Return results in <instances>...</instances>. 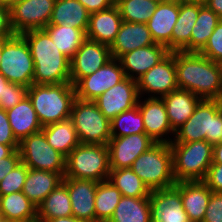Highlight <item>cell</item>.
Instances as JSON below:
<instances>
[{"instance_id": "6da1fadb", "label": "cell", "mask_w": 222, "mask_h": 222, "mask_svg": "<svg viewBox=\"0 0 222 222\" xmlns=\"http://www.w3.org/2000/svg\"><path fill=\"white\" fill-rule=\"evenodd\" d=\"M176 82L201 99L222 100V76L219 63L197 52H175Z\"/></svg>"}, {"instance_id": "7a4b0ae2", "label": "cell", "mask_w": 222, "mask_h": 222, "mask_svg": "<svg viewBox=\"0 0 222 222\" xmlns=\"http://www.w3.org/2000/svg\"><path fill=\"white\" fill-rule=\"evenodd\" d=\"M34 62V84H62L70 81V59L62 53L44 29L22 33Z\"/></svg>"}, {"instance_id": "3957f363", "label": "cell", "mask_w": 222, "mask_h": 222, "mask_svg": "<svg viewBox=\"0 0 222 222\" xmlns=\"http://www.w3.org/2000/svg\"><path fill=\"white\" fill-rule=\"evenodd\" d=\"M27 96L32 102L42 126L70 119L75 87L71 82L62 84H32Z\"/></svg>"}, {"instance_id": "277c9868", "label": "cell", "mask_w": 222, "mask_h": 222, "mask_svg": "<svg viewBox=\"0 0 222 222\" xmlns=\"http://www.w3.org/2000/svg\"><path fill=\"white\" fill-rule=\"evenodd\" d=\"M175 132V140L171 143L200 140L213 145L218 143L222 135V100L202 99L193 114Z\"/></svg>"}, {"instance_id": "5b68a950", "label": "cell", "mask_w": 222, "mask_h": 222, "mask_svg": "<svg viewBox=\"0 0 222 222\" xmlns=\"http://www.w3.org/2000/svg\"><path fill=\"white\" fill-rule=\"evenodd\" d=\"M176 182L204 180L213 162V144L205 141L170 143Z\"/></svg>"}, {"instance_id": "8992f818", "label": "cell", "mask_w": 222, "mask_h": 222, "mask_svg": "<svg viewBox=\"0 0 222 222\" xmlns=\"http://www.w3.org/2000/svg\"><path fill=\"white\" fill-rule=\"evenodd\" d=\"M110 171L107 145L80 143L66 157L64 178L101 182L108 180Z\"/></svg>"}, {"instance_id": "52a82bcc", "label": "cell", "mask_w": 222, "mask_h": 222, "mask_svg": "<svg viewBox=\"0 0 222 222\" xmlns=\"http://www.w3.org/2000/svg\"><path fill=\"white\" fill-rule=\"evenodd\" d=\"M131 169L151 191L176 184L170 144L156 143L136 158Z\"/></svg>"}, {"instance_id": "ba28073f", "label": "cell", "mask_w": 222, "mask_h": 222, "mask_svg": "<svg viewBox=\"0 0 222 222\" xmlns=\"http://www.w3.org/2000/svg\"><path fill=\"white\" fill-rule=\"evenodd\" d=\"M70 120L80 143L108 145L111 138L110 120L99 110L94 101L75 98Z\"/></svg>"}, {"instance_id": "9c48e42d", "label": "cell", "mask_w": 222, "mask_h": 222, "mask_svg": "<svg viewBox=\"0 0 222 222\" xmlns=\"http://www.w3.org/2000/svg\"><path fill=\"white\" fill-rule=\"evenodd\" d=\"M0 73L11 83L25 87H30L34 83V62L22 34L4 38Z\"/></svg>"}, {"instance_id": "30bf717a", "label": "cell", "mask_w": 222, "mask_h": 222, "mask_svg": "<svg viewBox=\"0 0 222 222\" xmlns=\"http://www.w3.org/2000/svg\"><path fill=\"white\" fill-rule=\"evenodd\" d=\"M18 151L21 162L28 168L51 171L64 177L66 158L47 142L42 131L23 138Z\"/></svg>"}, {"instance_id": "8fae6325", "label": "cell", "mask_w": 222, "mask_h": 222, "mask_svg": "<svg viewBox=\"0 0 222 222\" xmlns=\"http://www.w3.org/2000/svg\"><path fill=\"white\" fill-rule=\"evenodd\" d=\"M56 0H21L10 8L11 24L16 34L44 29L51 18Z\"/></svg>"}, {"instance_id": "7c38bea8", "label": "cell", "mask_w": 222, "mask_h": 222, "mask_svg": "<svg viewBox=\"0 0 222 222\" xmlns=\"http://www.w3.org/2000/svg\"><path fill=\"white\" fill-rule=\"evenodd\" d=\"M118 59L112 58L103 67L89 76L81 78L75 85L76 98L94 101L109 88L126 78Z\"/></svg>"}, {"instance_id": "4fadbf2b", "label": "cell", "mask_w": 222, "mask_h": 222, "mask_svg": "<svg viewBox=\"0 0 222 222\" xmlns=\"http://www.w3.org/2000/svg\"><path fill=\"white\" fill-rule=\"evenodd\" d=\"M112 59L109 45L86 39L70 59V81L74 86Z\"/></svg>"}, {"instance_id": "5bb4252c", "label": "cell", "mask_w": 222, "mask_h": 222, "mask_svg": "<svg viewBox=\"0 0 222 222\" xmlns=\"http://www.w3.org/2000/svg\"><path fill=\"white\" fill-rule=\"evenodd\" d=\"M151 222H191L180 195V181L172 187L152 190L149 196Z\"/></svg>"}, {"instance_id": "9a60e30c", "label": "cell", "mask_w": 222, "mask_h": 222, "mask_svg": "<svg viewBox=\"0 0 222 222\" xmlns=\"http://www.w3.org/2000/svg\"><path fill=\"white\" fill-rule=\"evenodd\" d=\"M137 81L126 77L94 100L99 110L110 121L122 112L138 105Z\"/></svg>"}, {"instance_id": "2e32d148", "label": "cell", "mask_w": 222, "mask_h": 222, "mask_svg": "<svg viewBox=\"0 0 222 222\" xmlns=\"http://www.w3.org/2000/svg\"><path fill=\"white\" fill-rule=\"evenodd\" d=\"M155 144L146 133L111 137L107 145L110 169L131 168L136 158Z\"/></svg>"}, {"instance_id": "e0dca14e", "label": "cell", "mask_w": 222, "mask_h": 222, "mask_svg": "<svg viewBox=\"0 0 222 222\" xmlns=\"http://www.w3.org/2000/svg\"><path fill=\"white\" fill-rule=\"evenodd\" d=\"M141 92L160 94L162 97L178 89L176 82L175 52H169L161 61L137 80Z\"/></svg>"}, {"instance_id": "ac0fdd59", "label": "cell", "mask_w": 222, "mask_h": 222, "mask_svg": "<svg viewBox=\"0 0 222 222\" xmlns=\"http://www.w3.org/2000/svg\"><path fill=\"white\" fill-rule=\"evenodd\" d=\"M72 207V216L83 222H95V195L97 181L63 178Z\"/></svg>"}, {"instance_id": "d6986e66", "label": "cell", "mask_w": 222, "mask_h": 222, "mask_svg": "<svg viewBox=\"0 0 222 222\" xmlns=\"http://www.w3.org/2000/svg\"><path fill=\"white\" fill-rule=\"evenodd\" d=\"M169 53L166 46L155 43L150 46L135 49L123 54L118 60L122 66L125 76L137 80ZM136 73L138 75L133 76Z\"/></svg>"}, {"instance_id": "ffe728a7", "label": "cell", "mask_w": 222, "mask_h": 222, "mask_svg": "<svg viewBox=\"0 0 222 222\" xmlns=\"http://www.w3.org/2000/svg\"><path fill=\"white\" fill-rule=\"evenodd\" d=\"M158 97V98H157ZM152 96L144 101V104L138 102V107L143 118L145 133L155 143H167L171 141L160 138L168 132L172 131L167 117V111L162 98Z\"/></svg>"}, {"instance_id": "44dd1931", "label": "cell", "mask_w": 222, "mask_h": 222, "mask_svg": "<svg viewBox=\"0 0 222 222\" xmlns=\"http://www.w3.org/2000/svg\"><path fill=\"white\" fill-rule=\"evenodd\" d=\"M123 19L114 4L110 8L91 13L86 31V39L111 45L119 32Z\"/></svg>"}, {"instance_id": "7402d4cb", "label": "cell", "mask_w": 222, "mask_h": 222, "mask_svg": "<svg viewBox=\"0 0 222 222\" xmlns=\"http://www.w3.org/2000/svg\"><path fill=\"white\" fill-rule=\"evenodd\" d=\"M152 44L155 42L145 23L123 21L119 32L109 47L112 58L119 59L123 54Z\"/></svg>"}, {"instance_id": "603a6c76", "label": "cell", "mask_w": 222, "mask_h": 222, "mask_svg": "<svg viewBox=\"0 0 222 222\" xmlns=\"http://www.w3.org/2000/svg\"><path fill=\"white\" fill-rule=\"evenodd\" d=\"M179 16V4L158 2L146 23L155 43L163 44L171 52L172 30Z\"/></svg>"}, {"instance_id": "cb8c5ba5", "label": "cell", "mask_w": 222, "mask_h": 222, "mask_svg": "<svg viewBox=\"0 0 222 222\" xmlns=\"http://www.w3.org/2000/svg\"><path fill=\"white\" fill-rule=\"evenodd\" d=\"M212 194L203 180L180 181L182 205L191 222H202Z\"/></svg>"}, {"instance_id": "d4e9b609", "label": "cell", "mask_w": 222, "mask_h": 222, "mask_svg": "<svg viewBox=\"0 0 222 222\" xmlns=\"http://www.w3.org/2000/svg\"><path fill=\"white\" fill-rule=\"evenodd\" d=\"M161 98L166 107L168 121L174 132L188 120L202 100L200 96L179 88Z\"/></svg>"}, {"instance_id": "484cf974", "label": "cell", "mask_w": 222, "mask_h": 222, "mask_svg": "<svg viewBox=\"0 0 222 222\" xmlns=\"http://www.w3.org/2000/svg\"><path fill=\"white\" fill-rule=\"evenodd\" d=\"M203 5L204 3L193 1L179 4V16L172 30L171 52H190L192 28Z\"/></svg>"}, {"instance_id": "4316f807", "label": "cell", "mask_w": 222, "mask_h": 222, "mask_svg": "<svg viewBox=\"0 0 222 222\" xmlns=\"http://www.w3.org/2000/svg\"><path fill=\"white\" fill-rule=\"evenodd\" d=\"M6 112L13 134L19 142L23 138L42 130L43 126L40 124L28 96Z\"/></svg>"}, {"instance_id": "83f0119b", "label": "cell", "mask_w": 222, "mask_h": 222, "mask_svg": "<svg viewBox=\"0 0 222 222\" xmlns=\"http://www.w3.org/2000/svg\"><path fill=\"white\" fill-rule=\"evenodd\" d=\"M63 178L59 173L29 168L22 192L38 206L63 182Z\"/></svg>"}, {"instance_id": "f1b7e54d", "label": "cell", "mask_w": 222, "mask_h": 222, "mask_svg": "<svg viewBox=\"0 0 222 222\" xmlns=\"http://www.w3.org/2000/svg\"><path fill=\"white\" fill-rule=\"evenodd\" d=\"M89 17L90 13L78 0H56L48 24L69 25L86 33Z\"/></svg>"}, {"instance_id": "f546056e", "label": "cell", "mask_w": 222, "mask_h": 222, "mask_svg": "<svg viewBox=\"0 0 222 222\" xmlns=\"http://www.w3.org/2000/svg\"><path fill=\"white\" fill-rule=\"evenodd\" d=\"M41 131L44 133L47 142L65 158L80 144L70 119L45 125Z\"/></svg>"}, {"instance_id": "4dcf8cb0", "label": "cell", "mask_w": 222, "mask_h": 222, "mask_svg": "<svg viewBox=\"0 0 222 222\" xmlns=\"http://www.w3.org/2000/svg\"><path fill=\"white\" fill-rule=\"evenodd\" d=\"M0 214L7 221L37 222V206L22 191L2 196Z\"/></svg>"}, {"instance_id": "1f68e13d", "label": "cell", "mask_w": 222, "mask_h": 222, "mask_svg": "<svg viewBox=\"0 0 222 222\" xmlns=\"http://www.w3.org/2000/svg\"><path fill=\"white\" fill-rule=\"evenodd\" d=\"M72 215L71 201L64 182L58 185L38 206L37 222Z\"/></svg>"}, {"instance_id": "d6a6232c", "label": "cell", "mask_w": 222, "mask_h": 222, "mask_svg": "<svg viewBox=\"0 0 222 222\" xmlns=\"http://www.w3.org/2000/svg\"><path fill=\"white\" fill-rule=\"evenodd\" d=\"M108 222H151L149 197L121 196Z\"/></svg>"}, {"instance_id": "836d02e7", "label": "cell", "mask_w": 222, "mask_h": 222, "mask_svg": "<svg viewBox=\"0 0 222 222\" xmlns=\"http://www.w3.org/2000/svg\"><path fill=\"white\" fill-rule=\"evenodd\" d=\"M44 30L49 34L50 38L58 49L71 59L82 43L86 40V33L69 25H53L48 24Z\"/></svg>"}, {"instance_id": "e575fe53", "label": "cell", "mask_w": 222, "mask_h": 222, "mask_svg": "<svg viewBox=\"0 0 222 222\" xmlns=\"http://www.w3.org/2000/svg\"><path fill=\"white\" fill-rule=\"evenodd\" d=\"M221 18L205 4L199 9L195 25L192 28L190 52L199 53L206 45Z\"/></svg>"}, {"instance_id": "d590c367", "label": "cell", "mask_w": 222, "mask_h": 222, "mask_svg": "<svg viewBox=\"0 0 222 222\" xmlns=\"http://www.w3.org/2000/svg\"><path fill=\"white\" fill-rule=\"evenodd\" d=\"M108 180L119 189L122 196H150L151 190L131 168L111 169Z\"/></svg>"}, {"instance_id": "8d00e7d4", "label": "cell", "mask_w": 222, "mask_h": 222, "mask_svg": "<svg viewBox=\"0 0 222 222\" xmlns=\"http://www.w3.org/2000/svg\"><path fill=\"white\" fill-rule=\"evenodd\" d=\"M121 192L109 180L98 182L95 195V222H108L121 198Z\"/></svg>"}, {"instance_id": "74e56055", "label": "cell", "mask_w": 222, "mask_h": 222, "mask_svg": "<svg viewBox=\"0 0 222 222\" xmlns=\"http://www.w3.org/2000/svg\"><path fill=\"white\" fill-rule=\"evenodd\" d=\"M158 1L151 0H119L116 6L125 22L147 23L156 10Z\"/></svg>"}, {"instance_id": "f35d334b", "label": "cell", "mask_w": 222, "mask_h": 222, "mask_svg": "<svg viewBox=\"0 0 222 222\" xmlns=\"http://www.w3.org/2000/svg\"><path fill=\"white\" fill-rule=\"evenodd\" d=\"M111 137H124L145 133L143 118L138 105L126 110L110 121ZM119 132L117 134V128Z\"/></svg>"}, {"instance_id": "ab89813d", "label": "cell", "mask_w": 222, "mask_h": 222, "mask_svg": "<svg viewBox=\"0 0 222 222\" xmlns=\"http://www.w3.org/2000/svg\"><path fill=\"white\" fill-rule=\"evenodd\" d=\"M28 167L20 162L11 172H9L3 180L0 181V193L2 196L20 192L23 189Z\"/></svg>"}, {"instance_id": "60d3db41", "label": "cell", "mask_w": 222, "mask_h": 222, "mask_svg": "<svg viewBox=\"0 0 222 222\" xmlns=\"http://www.w3.org/2000/svg\"><path fill=\"white\" fill-rule=\"evenodd\" d=\"M199 53L216 63L222 62V19L216 25L205 47Z\"/></svg>"}, {"instance_id": "b9f144b4", "label": "cell", "mask_w": 222, "mask_h": 222, "mask_svg": "<svg viewBox=\"0 0 222 222\" xmlns=\"http://www.w3.org/2000/svg\"><path fill=\"white\" fill-rule=\"evenodd\" d=\"M28 87L8 82L5 84L4 101H0V108L5 111L13 108L27 96Z\"/></svg>"}, {"instance_id": "7bdbcfd3", "label": "cell", "mask_w": 222, "mask_h": 222, "mask_svg": "<svg viewBox=\"0 0 222 222\" xmlns=\"http://www.w3.org/2000/svg\"><path fill=\"white\" fill-rule=\"evenodd\" d=\"M202 222H222V193L212 192Z\"/></svg>"}, {"instance_id": "ee69618b", "label": "cell", "mask_w": 222, "mask_h": 222, "mask_svg": "<svg viewBox=\"0 0 222 222\" xmlns=\"http://www.w3.org/2000/svg\"><path fill=\"white\" fill-rule=\"evenodd\" d=\"M203 181L212 192L222 193V164L212 163Z\"/></svg>"}, {"instance_id": "f6af8a7d", "label": "cell", "mask_w": 222, "mask_h": 222, "mask_svg": "<svg viewBox=\"0 0 222 222\" xmlns=\"http://www.w3.org/2000/svg\"><path fill=\"white\" fill-rule=\"evenodd\" d=\"M0 144L19 145L10 127L7 112L2 108H0Z\"/></svg>"}, {"instance_id": "bcb514c9", "label": "cell", "mask_w": 222, "mask_h": 222, "mask_svg": "<svg viewBox=\"0 0 222 222\" xmlns=\"http://www.w3.org/2000/svg\"><path fill=\"white\" fill-rule=\"evenodd\" d=\"M15 34L11 24L10 8L0 5V38H10Z\"/></svg>"}, {"instance_id": "7dc6e473", "label": "cell", "mask_w": 222, "mask_h": 222, "mask_svg": "<svg viewBox=\"0 0 222 222\" xmlns=\"http://www.w3.org/2000/svg\"><path fill=\"white\" fill-rule=\"evenodd\" d=\"M21 162L20 153L15 150L10 156L0 161V178H3L11 172Z\"/></svg>"}, {"instance_id": "c3c4849f", "label": "cell", "mask_w": 222, "mask_h": 222, "mask_svg": "<svg viewBox=\"0 0 222 222\" xmlns=\"http://www.w3.org/2000/svg\"><path fill=\"white\" fill-rule=\"evenodd\" d=\"M91 13L105 10L114 5L112 0H78Z\"/></svg>"}, {"instance_id": "681fc988", "label": "cell", "mask_w": 222, "mask_h": 222, "mask_svg": "<svg viewBox=\"0 0 222 222\" xmlns=\"http://www.w3.org/2000/svg\"><path fill=\"white\" fill-rule=\"evenodd\" d=\"M204 4L222 19V0H206Z\"/></svg>"}, {"instance_id": "f907efd6", "label": "cell", "mask_w": 222, "mask_h": 222, "mask_svg": "<svg viewBox=\"0 0 222 222\" xmlns=\"http://www.w3.org/2000/svg\"><path fill=\"white\" fill-rule=\"evenodd\" d=\"M18 148H19V145L0 144V161L10 156Z\"/></svg>"}, {"instance_id": "816d5d0a", "label": "cell", "mask_w": 222, "mask_h": 222, "mask_svg": "<svg viewBox=\"0 0 222 222\" xmlns=\"http://www.w3.org/2000/svg\"><path fill=\"white\" fill-rule=\"evenodd\" d=\"M222 164V143H216L213 145V162Z\"/></svg>"}, {"instance_id": "f5cc1de1", "label": "cell", "mask_w": 222, "mask_h": 222, "mask_svg": "<svg viewBox=\"0 0 222 222\" xmlns=\"http://www.w3.org/2000/svg\"><path fill=\"white\" fill-rule=\"evenodd\" d=\"M45 222H83L80 219L75 218L74 216H68V217H60V218H53L48 219Z\"/></svg>"}, {"instance_id": "db71d44e", "label": "cell", "mask_w": 222, "mask_h": 222, "mask_svg": "<svg viewBox=\"0 0 222 222\" xmlns=\"http://www.w3.org/2000/svg\"><path fill=\"white\" fill-rule=\"evenodd\" d=\"M9 81L0 73V101H4L5 84Z\"/></svg>"}, {"instance_id": "11a10c76", "label": "cell", "mask_w": 222, "mask_h": 222, "mask_svg": "<svg viewBox=\"0 0 222 222\" xmlns=\"http://www.w3.org/2000/svg\"><path fill=\"white\" fill-rule=\"evenodd\" d=\"M21 0H0V5L11 8L14 4L19 3Z\"/></svg>"}, {"instance_id": "9f6ffc18", "label": "cell", "mask_w": 222, "mask_h": 222, "mask_svg": "<svg viewBox=\"0 0 222 222\" xmlns=\"http://www.w3.org/2000/svg\"><path fill=\"white\" fill-rule=\"evenodd\" d=\"M162 2H169V3H176V4H182L185 2H188V0H161Z\"/></svg>"}, {"instance_id": "6f0895ef", "label": "cell", "mask_w": 222, "mask_h": 222, "mask_svg": "<svg viewBox=\"0 0 222 222\" xmlns=\"http://www.w3.org/2000/svg\"><path fill=\"white\" fill-rule=\"evenodd\" d=\"M4 38H0V63H1V55L3 50Z\"/></svg>"}, {"instance_id": "680465c9", "label": "cell", "mask_w": 222, "mask_h": 222, "mask_svg": "<svg viewBox=\"0 0 222 222\" xmlns=\"http://www.w3.org/2000/svg\"><path fill=\"white\" fill-rule=\"evenodd\" d=\"M188 1H193V2H201V3H204L206 0H188Z\"/></svg>"}, {"instance_id": "91938a15", "label": "cell", "mask_w": 222, "mask_h": 222, "mask_svg": "<svg viewBox=\"0 0 222 222\" xmlns=\"http://www.w3.org/2000/svg\"><path fill=\"white\" fill-rule=\"evenodd\" d=\"M0 222H5V219L1 214H0Z\"/></svg>"}, {"instance_id": "94428289", "label": "cell", "mask_w": 222, "mask_h": 222, "mask_svg": "<svg viewBox=\"0 0 222 222\" xmlns=\"http://www.w3.org/2000/svg\"><path fill=\"white\" fill-rule=\"evenodd\" d=\"M219 65H220V68H221V76H222V62L219 63Z\"/></svg>"}, {"instance_id": "6125c7cd", "label": "cell", "mask_w": 222, "mask_h": 222, "mask_svg": "<svg viewBox=\"0 0 222 222\" xmlns=\"http://www.w3.org/2000/svg\"><path fill=\"white\" fill-rule=\"evenodd\" d=\"M118 1H119V0H112V2H113L114 4H116Z\"/></svg>"}, {"instance_id": "be15d7a7", "label": "cell", "mask_w": 222, "mask_h": 222, "mask_svg": "<svg viewBox=\"0 0 222 222\" xmlns=\"http://www.w3.org/2000/svg\"><path fill=\"white\" fill-rule=\"evenodd\" d=\"M1 198H2V195H1V193H0V207H1Z\"/></svg>"}, {"instance_id": "e7e4bbea", "label": "cell", "mask_w": 222, "mask_h": 222, "mask_svg": "<svg viewBox=\"0 0 222 222\" xmlns=\"http://www.w3.org/2000/svg\"><path fill=\"white\" fill-rule=\"evenodd\" d=\"M5 222H20V221H7V220H5Z\"/></svg>"}, {"instance_id": "03108f58", "label": "cell", "mask_w": 222, "mask_h": 222, "mask_svg": "<svg viewBox=\"0 0 222 222\" xmlns=\"http://www.w3.org/2000/svg\"><path fill=\"white\" fill-rule=\"evenodd\" d=\"M218 143H222V135H221L220 141Z\"/></svg>"}]
</instances>
